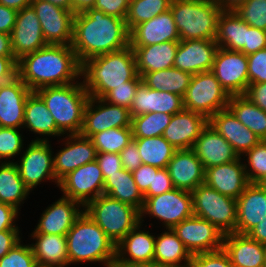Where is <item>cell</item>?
<instances>
[{
  "mask_svg": "<svg viewBox=\"0 0 266 267\" xmlns=\"http://www.w3.org/2000/svg\"><path fill=\"white\" fill-rule=\"evenodd\" d=\"M131 126L130 109L108 103L103 98L90 97L84 110L80 135L90 138L95 133L112 128Z\"/></svg>",
  "mask_w": 266,
  "mask_h": 267,
  "instance_id": "14",
  "label": "cell"
},
{
  "mask_svg": "<svg viewBox=\"0 0 266 267\" xmlns=\"http://www.w3.org/2000/svg\"><path fill=\"white\" fill-rule=\"evenodd\" d=\"M211 72L229 96L246 93L249 86L248 59L243 52L219 47Z\"/></svg>",
  "mask_w": 266,
  "mask_h": 267,
  "instance_id": "13",
  "label": "cell"
},
{
  "mask_svg": "<svg viewBox=\"0 0 266 267\" xmlns=\"http://www.w3.org/2000/svg\"><path fill=\"white\" fill-rule=\"evenodd\" d=\"M83 210L115 244L140 223L137 208L105 194L90 201Z\"/></svg>",
  "mask_w": 266,
  "mask_h": 267,
  "instance_id": "7",
  "label": "cell"
},
{
  "mask_svg": "<svg viewBox=\"0 0 266 267\" xmlns=\"http://www.w3.org/2000/svg\"><path fill=\"white\" fill-rule=\"evenodd\" d=\"M245 172L249 183H261L266 177V140H261L256 146L244 155Z\"/></svg>",
  "mask_w": 266,
  "mask_h": 267,
  "instance_id": "45",
  "label": "cell"
},
{
  "mask_svg": "<svg viewBox=\"0 0 266 267\" xmlns=\"http://www.w3.org/2000/svg\"><path fill=\"white\" fill-rule=\"evenodd\" d=\"M172 229L191 255L223 248L224 234L215 225L198 216L192 215Z\"/></svg>",
  "mask_w": 266,
  "mask_h": 267,
  "instance_id": "16",
  "label": "cell"
},
{
  "mask_svg": "<svg viewBox=\"0 0 266 267\" xmlns=\"http://www.w3.org/2000/svg\"><path fill=\"white\" fill-rule=\"evenodd\" d=\"M172 189H174V185L167 168H160L157 173H154L153 188H148L143 196L144 199H148Z\"/></svg>",
  "mask_w": 266,
  "mask_h": 267,
  "instance_id": "53",
  "label": "cell"
},
{
  "mask_svg": "<svg viewBox=\"0 0 266 267\" xmlns=\"http://www.w3.org/2000/svg\"><path fill=\"white\" fill-rule=\"evenodd\" d=\"M183 109V97L175 93L150 89L141 82L136 89L130 114L132 117L147 113L174 115Z\"/></svg>",
  "mask_w": 266,
  "mask_h": 267,
  "instance_id": "28",
  "label": "cell"
},
{
  "mask_svg": "<svg viewBox=\"0 0 266 267\" xmlns=\"http://www.w3.org/2000/svg\"><path fill=\"white\" fill-rule=\"evenodd\" d=\"M210 126L233 147L239 157L256 146L261 139L245 127L228 109L220 110L209 118Z\"/></svg>",
  "mask_w": 266,
  "mask_h": 267,
  "instance_id": "24",
  "label": "cell"
},
{
  "mask_svg": "<svg viewBox=\"0 0 266 267\" xmlns=\"http://www.w3.org/2000/svg\"><path fill=\"white\" fill-rule=\"evenodd\" d=\"M10 35L12 51L17 60L48 45L32 5L18 11L16 22Z\"/></svg>",
  "mask_w": 266,
  "mask_h": 267,
  "instance_id": "18",
  "label": "cell"
},
{
  "mask_svg": "<svg viewBox=\"0 0 266 267\" xmlns=\"http://www.w3.org/2000/svg\"><path fill=\"white\" fill-rule=\"evenodd\" d=\"M170 10L180 40H215L223 11L216 0H172Z\"/></svg>",
  "mask_w": 266,
  "mask_h": 267,
  "instance_id": "6",
  "label": "cell"
},
{
  "mask_svg": "<svg viewBox=\"0 0 266 267\" xmlns=\"http://www.w3.org/2000/svg\"><path fill=\"white\" fill-rule=\"evenodd\" d=\"M190 267H234L228 254L222 249L192 255Z\"/></svg>",
  "mask_w": 266,
  "mask_h": 267,
  "instance_id": "50",
  "label": "cell"
},
{
  "mask_svg": "<svg viewBox=\"0 0 266 267\" xmlns=\"http://www.w3.org/2000/svg\"><path fill=\"white\" fill-rule=\"evenodd\" d=\"M266 189V177L260 183Z\"/></svg>",
  "mask_w": 266,
  "mask_h": 267,
  "instance_id": "69",
  "label": "cell"
},
{
  "mask_svg": "<svg viewBox=\"0 0 266 267\" xmlns=\"http://www.w3.org/2000/svg\"><path fill=\"white\" fill-rule=\"evenodd\" d=\"M236 200V233L266 245V189L260 183H249Z\"/></svg>",
  "mask_w": 266,
  "mask_h": 267,
  "instance_id": "9",
  "label": "cell"
},
{
  "mask_svg": "<svg viewBox=\"0 0 266 267\" xmlns=\"http://www.w3.org/2000/svg\"><path fill=\"white\" fill-rule=\"evenodd\" d=\"M266 48V31L249 26L246 23L245 46L240 51L246 56Z\"/></svg>",
  "mask_w": 266,
  "mask_h": 267,
  "instance_id": "52",
  "label": "cell"
},
{
  "mask_svg": "<svg viewBox=\"0 0 266 267\" xmlns=\"http://www.w3.org/2000/svg\"><path fill=\"white\" fill-rule=\"evenodd\" d=\"M171 1L172 0H130L125 18L129 31L136 25L168 11Z\"/></svg>",
  "mask_w": 266,
  "mask_h": 267,
  "instance_id": "42",
  "label": "cell"
},
{
  "mask_svg": "<svg viewBox=\"0 0 266 267\" xmlns=\"http://www.w3.org/2000/svg\"><path fill=\"white\" fill-rule=\"evenodd\" d=\"M142 223L116 244L115 263H151L154 262L155 236L149 230H140Z\"/></svg>",
  "mask_w": 266,
  "mask_h": 267,
  "instance_id": "31",
  "label": "cell"
},
{
  "mask_svg": "<svg viewBox=\"0 0 266 267\" xmlns=\"http://www.w3.org/2000/svg\"><path fill=\"white\" fill-rule=\"evenodd\" d=\"M47 44L71 45L74 12L62 9L44 0H32Z\"/></svg>",
  "mask_w": 266,
  "mask_h": 267,
  "instance_id": "17",
  "label": "cell"
},
{
  "mask_svg": "<svg viewBox=\"0 0 266 267\" xmlns=\"http://www.w3.org/2000/svg\"><path fill=\"white\" fill-rule=\"evenodd\" d=\"M17 61L15 57L0 56V84L17 76Z\"/></svg>",
  "mask_w": 266,
  "mask_h": 267,
  "instance_id": "61",
  "label": "cell"
},
{
  "mask_svg": "<svg viewBox=\"0 0 266 267\" xmlns=\"http://www.w3.org/2000/svg\"><path fill=\"white\" fill-rule=\"evenodd\" d=\"M73 3V12L79 13L84 12L89 8H93L96 0H72Z\"/></svg>",
  "mask_w": 266,
  "mask_h": 267,
  "instance_id": "64",
  "label": "cell"
},
{
  "mask_svg": "<svg viewBox=\"0 0 266 267\" xmlns=\"http://www.w3.org/2000/svg\"><path fill=\"white\" fill-rule=\"evenodd\" d=\"M192 150L202 162L205 170L239 158L231 144L216 132L209 123L195 141Z\"/></svg>",
  "mask_w": 266,
  "mask_h": 267,
  "instance_id": "29",
  "label": "cell"
},
{
  "mask_svg": "<svg viewBox=\"0 0 266 267\" xmlns=\"http://www.w3.org/2000/svg\"><path fill=\"white\" fill-rule=\"evenodd\" d=\"M19 230L0 231V259L21 241Z\"/></svg>",
  "mask_w": 266,
  "mask_h": 267,
  "instance_id": "60",
  "label": "cell"
},
{
  "mask_svg": "<svg viewBox=\"0 0 266 267\" xmlns=\"http://www.w3.org/2000/svg\"><path fill=\"white\" fill-rule=\"evenodd\" d=\"M246 22L235 11H222L218 18L216 43L220 48L241 51L245 46Z\"/></svg>",
  "mask_w": 266,
  "mask_h": 267,
  "instance_id": "38",
  "label": "cell"
},
{
  "mask_svg": "<svg viewBox=\"0 0 266 267\" xmlns=\"http://www.w3.org/2000/svg\"><path fill=\"white\" fill-rule=\"evenodd\" d=\"M0 56L14 57L11 45V35L0 32Z\"/></svg>",
  "mask_w": 266,
  "mask_h": 267,
  "instance_id": "63",
  "label": "cell"
},
{
  "mask_svg": "<svg viewBox=\"0 0 266 267\" xmlns=\"http://www.w3.org/2000/svg\"><path fill=\"white\" fill-rule=\"evenodd\" d=\"M30 237L36 240L30 246L38 267H65L69 265L66 236L32 233Z\"/></svg>",
  "mask_w": 266,
  "mask_h": 267,
  "instance_id": "33",
  "label": "cell"
},
{
  "mask_svg": "<svg viewBox=\"0 0 266 267\" xmlns=\"http://www.w3.org/2000/svg\"><path fill=\"white\" fill-rule=\"evenodd\" d=\"M30 190L24 185L15 162L0 163V202L20 210Z\"/></svg>",
  "mask_w": 266,
  "mask_h": 267,
  "instance_id": "39",
  "label": "cell"
},
{
  "mask_svg": "<svg viewBox=\"0 0 266 267\" xmlns=\"http://www.w3.org/2000/svg\"><path fill=\"white\" fill-rule=\"evenodd\" d=\"M193 215L209 221L224 235L236 233L237 200L222 195L206 183L192 192Z\"/></svg>",
  "mask_w": 266,
  "mask_h": 267,
  "instance_id": "8",
  "label": "cell"
},
{
  "mask_svg": "<svg viewBox=\"0 0 266 267\" xmlns=\"http://www.w3.org/2000/svg\"><path fill=\"white\" fill-rule=\"evenodd\" d=\"M0 267H38L30 244L17 243L0 259Z\"/></svg>",
  "mask_w": 266,
  "mask_h": 267,
  "instance_id": "48",
  "label": "cell"
},
{
  "mask_svg": "<svg viewBox=\"0 0 266 267\" xmlns=\"http://www.w3.org/2000/svg\"><path fill=\"white\" fill-rule=\"evenodd\" d=\"M218 48L215 40H180L173 67L191 75L211 71Z\"/></svg>",
  "mask_w": 266,
  "mask_h": 267,
  "instance_id": "20",
  "label": "cell"
},
{
  "mask_svg": "<svg viewBox=\"0 0 266 267\" xmlns=\"http://www.w3.org/2000/svg\"><path fill=\"white\" fill-rule=\"evenodd\" d=\"M227 108L261 140H266V111L260 109L245 95L230 96Z\"/></svg>",
  "mask_w": 266,
  "mask_h": 267,
  "instance_id": "37",
  "label": "cell"
},
{
  "mask_svg": "<svg viewBox=\"0 0 266 267\" xmlns=\"http://www.w3.org/2000/svg\"><path fill=\"white\" fill-rule=\"evenodd\" d=\"M162 221L164 228H173L181 221L193 215L192 193L174 188L157 196L144 199L140 211V223L145 215Z\"/></svg>",
  "mask_w": 266,
  "mask_h": 267,
  "instance_id": "11",
  "label": "cell"
},
{
  "mask_svg": "<svg viewBox=\"0 0 266 267\" xmlns=\"http://www.w3.org/2000/svg\"><path fill=\"white\" fill-rule=\"evenodd\" d=\"M234 11L249 26L266 31V0H247Z\"/></svg>",
  "mask_w": 266,
  "mask_h": 267,
  "instance_id": "46",
  "label": "cell"
},
{
  "mask_svg": "<svg viewBox=\"0 0 266 267\" xmlns=\"http://www.w3.org/2000/svg\"><path fill=\"white\" fill-rule=\"evenodd\" d=\"M223 250L234 267L265 266L266 245L251 239L247 234L224 235Z\"/></svg>",
  "mask_w": 266,
  "mask_h": 267,
  "instance_id": "30",
  "label": "cell"
},
{
  "mask_svg": "<svg viewBox=\"0 0 266 267\" xmlns=\"http://www.w3.org/2000/svg\"><path fill=\"white\" fill-rule=\"evenodd\" d=\"M44 1H48L57 7L73 12L72 0H44Z\"/></svg>",
  "mask_w": 266,
  "mask_h": 267,
  "instance_id": "67",
  "label": "cell"
},
{
  "mask_svg": "<svg viewBox=\"0 0 266 267\" xmlns=\"http://www.w3.org/2000/svg\"><path fill=\"white\" fill-rule=\"evenodd\" d=\"M22 128H27L29 131L43 137L64 135L57 128L45 102L36 92H31L27 97Z\"/></svg>",
  "mask_w": 266,
  "mask_h": 267,
  "instance_id": "35",
  "label": "cell"
},
{
  "mask_svg": "<svg viewBox=\"0 0 266 267\" xmlns=\"http://www.w3.org/2000/svg\"><path fill=\"white\" fill-rule=\"evenodd\" d=\"M230 96L211 71L194 74L183 97L184 109L198 112L208 119L227 108Z\"/></svg>",
  "mask_w": 266,
  "mask_h": 267,
  "instance_id": "10",
  "label": "cell"
},
{
  "mask_svg": "<svg viewBox=\"0 0 266 267\" xmlns=\"http://www.w3.org/2000/svg\"><path fill=\"white\" fill-rule=\"evenodd\" d=\"M19 210L15 207L0 202V231L19 230L15 221L18 218Z\"/></svg>",
  "mask_w": 266,
  "mask_h": 267,
  "instance_id": "58",
  "label": "cell"
},
{
  "mask_svg": "<svg viewBox=\"0 0 266 267\" xmlns=\"http://www.w3.org/2000/svg\"><path fill=\"white\" fill-rule=\"evenodd\" d=\"M130 45L125 19L89 8L74 15L71 47L82 65L85 61Z\"/></svg>",
  "mask_w": 266,
  "mask_h": 267,
  "instance_id": "1",
  "label": "cell"
},
{
  "mask_svg": "<svg viewBox=\"0 0 266 267\" xmlns=\"http://www.w3.org/2000/svg\"><path fill=\"white\" fill-rule=\"evenodd\" d=\"M64 139V148L53 155V169L58 182L78 167L95 161L98 153L90 138L72 134Z\"/></svg>",
  "mask_w": 266,
  "mask_h": 267,
  "instance_id": "19",
  "label": "cell"
},
{
  "mask_svg": "<svg viewBox=\"0 0 266 267\" xmlns=\"http://www.w3.org/2000/svg\"><path fill=\"white\" fill-rule=\"evenodd\" d=\"M160 168L142 164L136 170L132 172L134 181L138 186V189L144 194L148 188H153L154 173Z\"/></svg>",
  "mask_w": 266,
  "mask_h": 267,
  "instance_id": "55",
  "label": "cell"
},
{
  "mask_svg": "<svg viewBox=\"0 0 266 267\" xmlns=\"http://www.w3.org/2000/svg\"><path fill=\"white\" fill-rule=\"evenodd\" d=\"M18 128L0 127V163L5 159V163L14 162L13 157H17L24 148L22 134ZM12 158L13 161L8 159ZM2 159V161H1Z\"/></svg>",
  "mask_w": 266,
  "mask_h": 267,
  "instance_id": "47",
  "label": "cell"
},
{
  "mask_svg": "<svg viewBox=\"0 0 266 267\" xmlns=\"http://www.w3.org/2000/svg\"><path fill=\"white\" fill-rule=\"evenodd\" d=\"M171 118L172 115L165 113H147L132 117L133 138L162 136Z\"/></svg>",
  "mask_w": 266,
  "mask_h": 267,
  "instance_id": "44",
  "label": "cell"
},
{
  "mask_svg": "<svg viewBox=\"0 0 266 267\" xmlns=\"http://www.w3.org/2000/svg\"><path fill=\"white\" fill-rule=\"evenodd\" d=\"M96 161L104 177V181L112 174L122 169L119 153H97Z\"/></svg>",
  "mask_w": 266,
  "mask_h": 267,
  "instance_id": "56",
  "label": "cell"
},
{
  "mask_svg": "<svg viewBox=\"0 0 266 267\" xmlns=\"http://www.w3.org/2000/svg\"><path fill=\"white\" fill-rule=\"evenodd\" d=\"M167 170L174 188L192 192L205 183V169L192 149L176 150Z\"/></svg>",
  "mask_w": 266,
  "mask_h": 267,
  "instance_id": "25",
  "label": "cell"
},
{
  "mask_svg": "<svg viewBox=\"0 0 266 267\" xmlns=\"http://www.w3.org/2000/svg\"><path fill=\"white\" fill-rule=\"evenodd\" d=\"M68 263L100 262L112 267L116 260V244L94 220L83 211L66 234Z\"/></svg>",
  "mask_w": 266,
  "mask_h": 267,
  "instance_id": "4",
  "label": "cell"
},
{
  "mask_svg": "<svg viewBox=\"0 0 266 267\" xmlns=\"http://www.w3.org/2000/svg\"><path fill=\"white\" fill-rule=\"evenodd\" d=\"M122 168L133 172L140 165L142 160L137 148V144L132 140L120 153Z\"/></svg>",
  "mask_w": 266,
  "mask_h": 267,
  "instance_id": "57",
  "label": "cell"
},
{
  "mask_svg": "<svg viewBox=\"0 0 266 267\" xmlns=\"http://www.w3.org/2000/svg\"><path fill=\"white\" fill-rule=\"evenodd\" d=\"M167 41H180L179 32L170 9L136 25L130 31V46H148Z\"/></svg>",
  "mask_w": 266,
  "mask_h": 267,
  "instance_id": "27",
  "label": "cell"
},
{
  "mask_svg": "<svg viewBox=\"0 0 266 267\" xmlns=\"http://www.w3.org/2000/svg\"><path fill=\"white\" fill-rule=\"evenodd\" d=\"M112 267H164V266L159 265L156 262H151V263H141V264L115 263Z\"/></svg>",
  "mask_w": 266,
  "mask_h": 267,
  "instance_id": "68",
  "label": "cell"
},
{
  "mask_svg": "<svg viewBox=\"0 0 266 267\" xmlns=\"http://www.w3.org/2000/svg\"><path fill=\"white\" fill-rule=\"evenodd\" d=\"M192 75L175 67L146 73L142 82L150 89L184 97Z\"/></svg>",
  "mask_w": 266,
  "mask_h": 267,
  "instance_id": "40",
  "label": "cell"
},
{
  "mask_svg": "<svg viewBox=\"0 0 266 267\" xmlns=\"http://www.w3.org/2000/svg\"><path fill=\"white\" fill-rule=\"evenodd\" d=\"M242 158L213 166L205 170V183L221 193L237 199L245 190L249 181Z\"/></svg>",
  "mask_w": 266,
  "mask_h": 267,
  "instance_id": "26",
  "label": "cell"
},
{
  "mask_svg": "<svg viewBox=\"0 0 266 267\" xmlns=\"http://www.w3.org/2000/svg\"><path fill=\"white\" fill-rule=\"evenodd\" d=\"M32 0H0V4L17 11L31 5Z\"/></svg>",
  "mask_w": 266,
  "mask_h": 267,
  "instance_id": "65",
  "label": "cell"
},
{
  "mask_svg": "<svg viewBox=\"0 0 266 267\" xmlns=\"http://www.w3.org/2000/svg\"><path fill=\"white\" fill-rule=\"evenodd\" d=\"M166 230L155 237L154 262L164 267H190L192 255L173 229Z\"/></svg>",
  "mask_w": 266,
  "mask_h": 267,
  "instance_id": "34",
  "label": "cell"
},
{
  "mask_svg": "<svg viewBox=\"0 0 266 267\" xmlns=\"http://www.w3.org/2000/svg\"><path fill=\"white\" fill-rule=\"evenodd\" d=\"M90 139L98 153H120L133 140L132 127L112 128Z\"/></svg>",
  "mask_w": 266,
  "mask_h": 267,
  "instance_id": "43",
  "label": "cell"
},
{
  "mask_svg": "<svg viewBox=\"0 0 266 267\" xmlns=\"http://www.w3.org/2000/svg\"><path fill=\"white\" fill-rule=\"evenodd\" d=\"M249 84L266 82V48L247 56Z\"/></svg>",
  "mask_w": 266,
  "mask_h": 267,
  "instance_id": "51",
  "label": "cell"
},
{
  "mask_svg": "<svg viewBox=\"0 0 266 267\" xmlns=\"http://www.w3.org/2000/svg\"><path fill=\"white\" fill-rule=\"evenodd\" d=\"M247 0H216L223 11H234Z\"/></svg>",
  "mask_w": 266,
  "mask_h": 267,
  "instance_id": "66",
  "label": "cell"
},
{
  "mask_svg": "<svg viewBox=\"0 0 266 267\" xmlns=\"http://www.w3.org/2000/svg\"><path fill=\"white\" fill-rule=\"evenodd\" d=\"M81 207L84 208L79 202L62 196L44 210L32 233L66 236L75 220L84 211Z\"/></svg>",
  "mask_w": 266,
  "mask_h": 267,
  "instance_id": "22",
  "label": "cell"
},
{
  "mask_svg": "<svg viewBox=\"0 0 266 267\" xmlns=\"http://www.w3.org/2000/svg\"><path fill=\"white\" fill-rule=\"evenodd\" d=\"M142 80H130L115 89H112L103 99L111 104L131 108L136 89Z\"/></svg>",
  "mask_w": 266,
  "mask_h": 267,
  "instance_id": "49",
  "label": "cell"
},
{
  "mask_svg": "<svg viewBox=\"0 0 266 267\" xmlns=\"http://www.w3.org/2000/svg\"><path fill=\"white\" fill-rule=\"evenodd\" d=\"M104 194L141 211L144 196L134 181L132 172L121 169L104 181Z\"/></svg>",
  "mask_w": 266,
  "mask_h": 267,
  "instance_id": "36",
  "label": "cell"
},
{
  "mask_svg": "<svg viewBox=\"0 0 266 267\" xmlns=\"http://www.w3.org/2000/svg\"><path fill=\"white\" fill-rule=\"evenodd\" d=\"M81 77L86 91L94 98H104L112 89L130 80H142L137 73L135 55L130 45L85 61Z\"/></svg>",
  "mask_w": 266,
  "mask_h": 267,
  "instance_id": "3",
  "label": "cell"
},
{
  "mask_svg": "<svg viewBox=\"0 0 266 267\" xmlns=\"http://www.w3.org/2000/svg\"><path fill=\"white\" fill-rule=\"evenodd\" d=\"M143 164L167 168L176 149L163 136L152 138H133Z\"/></svg>",
  "mask_w": 266,
  "mask_h": 267,
  "instance_id": "41",
  "label": "cell"
},
{
  "mask_svg": "<svg viewBox=\"0 0 266 267\" xmlns=\"http://www.w3.org/2000/svg\"><path fill=\"white\" fill-rule=\"evenodd\" d=\"M81 70L71 45L48 44L17 61V76L32 92L74 83L81 79Z\"/></svg>",
  "mask_w": 266,
  "mask_h": 267,
  "instance_id": "2",
  "label": "cell"
},
{
  "mask_svg": "<svg viewBox=\"0 0 266 267\" xmlns=\"http://www.w3.org/2000/svg\"><path fill=\"white\" fill-rule=\"evenodd\" d=\"M53 154L48 138L36 137L30 142L23 155H20L19 163L15 162L24 185L30 191L45 179L52 180L59 186L53 169Z\"/></svg>",
  "mask_w": 266,
  "mask_h": 267,
  "instance_id": "12",
  "label": "cell"
},
{
  "mask_svg": "<svg viewBox=\"0 0 266 267\" xmlns=\"http://www.w3.org/2000/svg\"><path fill=\"white\" fill-rule=\"evenodd\" d=\"M45 102L57 128L67 135L80 134L84 110L90 95L84 83L44 87L35 91Z\"/></svg>",
  "mask_w": 266,
  "mask_h": 267,
  "instance_id": "5",
  "label": "cell"
},
{
  "mask_svg": "<svg viewBox=\"0 0 266 267\" xmlns=\"http://www.w3.org/2000/svg\"><path fill=\"white\" fill-rule=\"evenodd\" d=\"M18 11L0 4V32L11 34Z\"/></svg>",
  "mask_w": 266,
  "mask_h": 267,
  "instance_id": "62",
  "label": "cell"
},
{
  "mask_svg": "<svg viewBox=\"0 0 266 267\" xmlns=\"http://www.w3.org/2000/svg\"><path fill=\"white\" fill-rule=\"evenodd\" d=\"M244 95L260 109L266 111V82L249 84Z\"/></svg>",
  "mask_w": 266,
  "mask_h": 267,
  "instance_id": "59",
  "label": "cell"
},
{
  "mask_svg": "<svg viewBox=\"0 0 266 267\" xmlns=\"http://www.w3.org/2000/svg\"><path fill=\"white\" fill-rule=\"evenodd\" d=\"M179 42H163L148 46H131L136 69L142 78L146 73L173 67Z\"/></svg>",
  "mask_w": 266,
  "mask_h": 267,
  "instance_id": "32",
  "label": "cell"
},
{
  "mask_svg": "<svg viewBox=\"0 0 266 267\" xmlns=\"http://www.w3.org/2000/svg\"><path fill=\"white\" fill-rule=\"evenodd\" d=\"M31 92L18 76L0 84V127H23L25 103Z\"/></svg>",
  "mask_w": 266,
  "mask_h": 267,
  "instance_id": "23",
  "label": "cell"
},
{
  "mask_svg": "<svg viewBox=\"0 0 266 267\" xmlns=\"http://www.w3.org/2000/svg\"><path fill=\"white\" fill-rule=\"evenodd\" d=\"M130 0H96L94 9L102 11L106 15L125 19Z\"/></svg>",
  "mask_w": 266,
  "mask_h": 267,
  "instance_id": "54",
  "label": "cell"
},
{
  "mask_svg": "<svg viewBox=\"0 0 266 267\" xmlns=\"http://www.w3.org/2000/svg\"><path fill=\"white\" fill-rule=\"evenodd\" d=\"M209 119L198 112L183 109L172 115L163 137L176 150L192 149L195 141L208 125Z\"/></svg>",
  "mask_w": 266,
  "mask_h": 267,
  "instance_id": "21",
  "label": "cell"
},
{
  "mask_svg": "<svg viewBox=\"0 0 266 267\" xmlns=\"http://www.w3.org/2000/svg\"><path fill=\"white\" fill-rule=\"evenodd\" d=\"M63 196L85 207L90 201L104 194V177L95 160L78 167L66 175L58 186Z\"/></svg>",
  "mask_w": 266,
  "mask_h": 267,
  "instance_id": "15",
  "label": "cell"
}]
</instances>
